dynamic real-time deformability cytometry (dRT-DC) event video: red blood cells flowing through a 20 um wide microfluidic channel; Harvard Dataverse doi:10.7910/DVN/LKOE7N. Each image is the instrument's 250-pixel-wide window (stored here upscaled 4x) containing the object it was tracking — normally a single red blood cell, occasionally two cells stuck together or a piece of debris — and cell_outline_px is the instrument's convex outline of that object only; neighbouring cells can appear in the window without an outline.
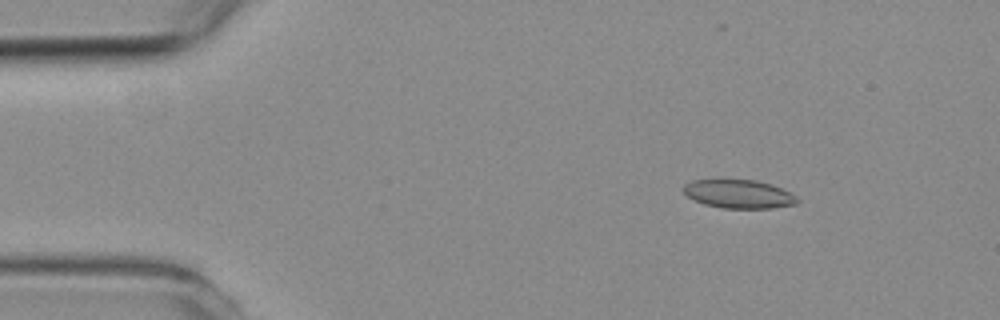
{"species": "common noctule bat (a hibernating species)", "species_latin": "Nyctalus noctula", "temperature_condition": "room temperature", "stored_images_in_passage": 8, "camera_frame_rate_fps": 3000, "um_per_image_px": 0.085, "animal": {"sex": "female", "body_mass_g": 19.3, "forearm_length_mm": 54.1}, "frame": {"image": 1, "passage_image": 2, "time_ms": 1.333, "image_size_px": [1000, 320], "cell_outline_px": [[800, 200], [796, 204], [772, 208], [724, 208], [704, 204], [688, 196], [684, 192], [684, 184], [692, 180], [756, 180], [772, 184], [796, 196]], "centroid_in_image_um": [62.82, 16.49], "position_along_channel_um": 22.2, "area_um2": 18.73}}
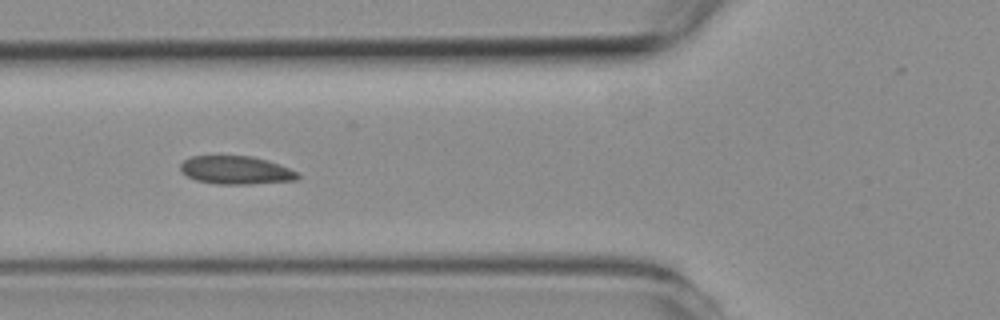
{"frame": {"image": 2, "passage_image": 6, "time_ms": 5.667, "image_size_px": [1000, 320], "cell_outline_px": [[300, 176], [296, 180], [252, 184], [216, 184], [196, 180], [180, 172], [180, 164], [184, 160], [192, 156], [252, 156], [268, 160], [280, 164], [300, 172]], "centroid_in_image_um": [20.09, 14.46], "position_along_channel_um": 105.7, "area_um2": 19.48}}
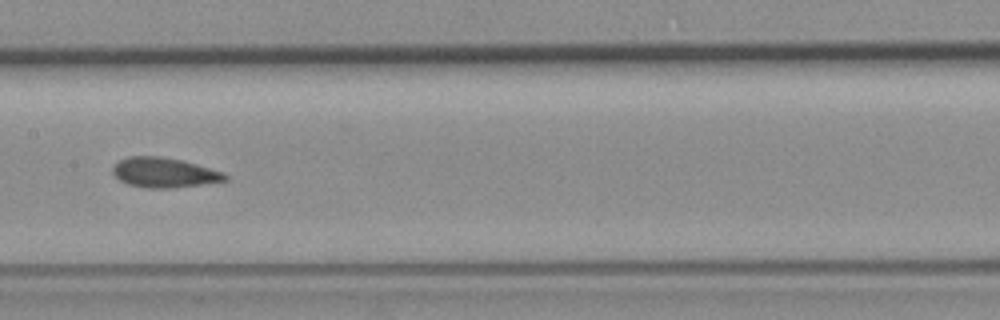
{"frame": {"image": 3, "passage_image": 8, "time_ms": 8.0, "image_size_px": [1000, 320], "cell_outline_px": [[228, 180], [172, 188], [148, 188], [128, 184], [120, 180], [112, 172], [112, 168], [120, 160], [128, 156], [160, 156], [184, 160], [224, 172], [228, 176]], "centroid_in_image_um": [13.97, 14.66], "position_along_channel_um": 193.4, "area_um2": 19.54}}